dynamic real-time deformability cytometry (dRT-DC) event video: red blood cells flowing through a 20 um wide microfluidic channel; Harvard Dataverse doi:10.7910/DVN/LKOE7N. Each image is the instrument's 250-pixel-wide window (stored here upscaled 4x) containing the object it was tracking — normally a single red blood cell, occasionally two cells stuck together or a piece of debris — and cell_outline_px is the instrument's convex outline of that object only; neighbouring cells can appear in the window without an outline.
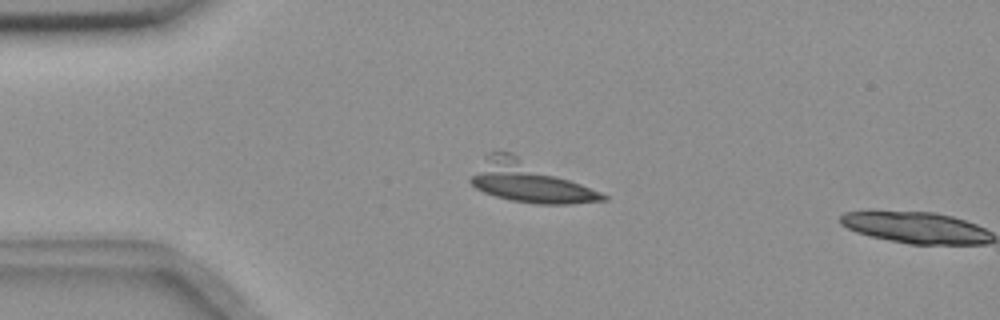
{"species": "common noctule bat (a hibernating species)", "species_latin": "Nyctalus noctula", "temperature_condition": "room temperature", "stored_images_in_passage": 4, "camera_frame_rate_fps": 3000, "um_per_image_px": 0.085, "animal": {"sex": "female", "body_mass_g": 18.4}, "frame": {"image": 1, "passage_image": 3, "time_ms": 0.667, "image_size_px": [1000, 320], "cell_outline_px": [[608, 200], [572, 204], [536, 204], [512, 200], [496, 196], [484, 192], [476, 188], [468, 180], [484, 156], [488, 152], [512, 152], [600, 192], [608, 196]], "centroid_in_image_um": [44.94, 15.45], "position_along_channel_um": 40.1, "area_um2": 31.15}}